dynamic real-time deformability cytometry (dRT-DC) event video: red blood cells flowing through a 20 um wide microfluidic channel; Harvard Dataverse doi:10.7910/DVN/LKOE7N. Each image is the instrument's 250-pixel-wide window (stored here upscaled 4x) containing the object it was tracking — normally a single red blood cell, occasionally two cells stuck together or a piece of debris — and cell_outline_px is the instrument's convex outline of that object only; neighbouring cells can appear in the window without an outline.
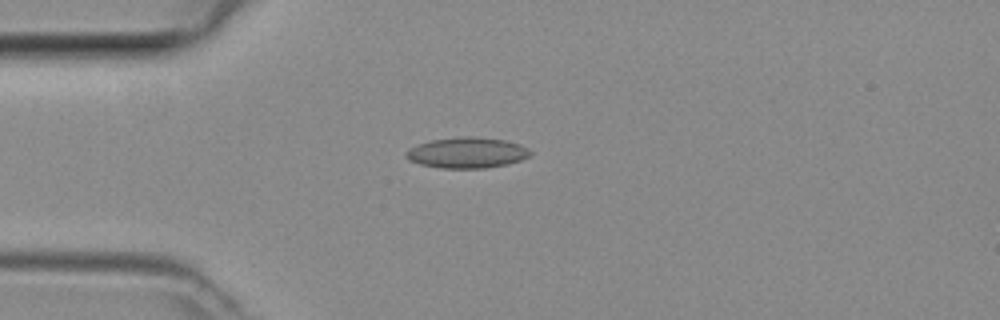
{"species": "common noctule bat (a hibernating species)", "species_latin": "Nyctalus noctula", "temperature_condition": "room temperature", "stored_images_in_passage": 6, "camera_frame_rate_fps": 3000, "um_per_image_px": 0.085, "animal": {"sex": "female", "body_mass_g": 29.2, "forearm_length_mm": 56.3}, "frame": {"image": 1, "passage_image": 1, "time_ms": 0.0, "image_size_px": [1000, 320], "cell_outline_px": [[532, 152], [528, 156], [520, 160], [508, 164], [484, 168], [440, 168], [420, 164], [408, 160], [404, 156], [404, 152], [408, 148], [432, 140], [460, 136], [472, 136], [504, 140], [520, 144], [528, 148]], "centroid_in_image_um": [39.67, 12.98], "position_along_channel_um": 45.3, "area_um2": 22.31}}
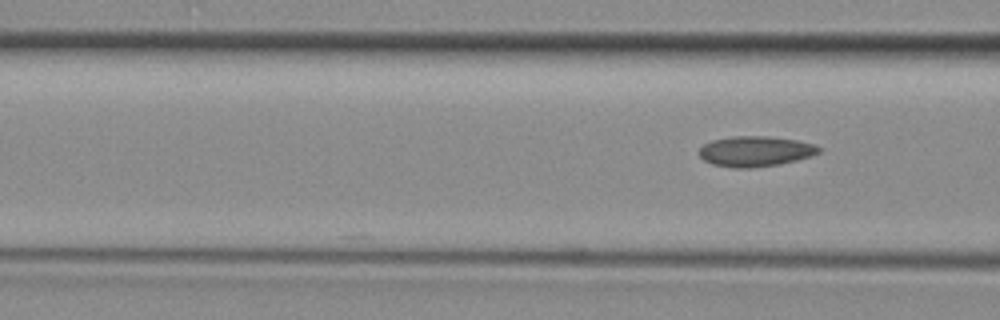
{"frame": {"image": 2, "passage_image": 6, "time_ms": 1.667, "image_size_px": [1000, 320], "cell_outline_px": [[820, 152], [796, 160], [780, 164], [752, 168], [732, 168], [712, 164], [704, 160], [700, 156], [700, 148], [704, 144], [712, 140], [732, 136], [764, 136], [796, 140], [812, 144], [820, 148]], "centroid_in_image_um": [64.16, 12.87], "position_along_channel_um": 102.4, "area_um2": 20.98}}